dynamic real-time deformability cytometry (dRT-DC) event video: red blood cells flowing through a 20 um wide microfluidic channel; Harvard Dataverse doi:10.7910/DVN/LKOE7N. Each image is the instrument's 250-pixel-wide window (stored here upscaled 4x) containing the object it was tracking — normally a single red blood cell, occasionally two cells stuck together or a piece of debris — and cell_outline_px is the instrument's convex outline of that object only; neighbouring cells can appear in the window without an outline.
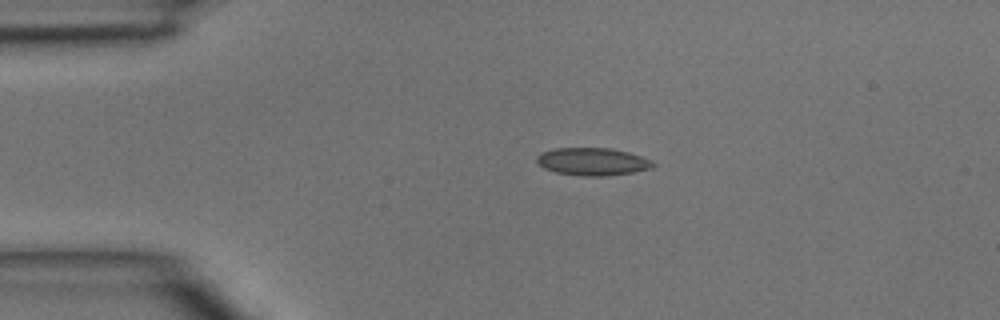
{"species": "common noctule bat (a hibernating species)", "species_latin": "Nyctalus noctula", "temperature_condition": "room temperature", "stored_images_in_passage": 2, "camera_frame_rate_fps": 3000, "um_per_image_px": 0.085, "animal": {"sex": "male", "body_mass_g": 15.6}, "frame": {"image": 1, "passage_image": 2, "time_ms": 0.333, "image_size_px": [1000, 320], "cell_outline_px": [[656, 164], [652, 168], [632, 172], [608, 176], [584, 176], [556, 172], [544, 168], [536, 160], [536, 156], [544, 152], [556, 148], [608, 148], [628, 152], [652, 160]], "centroid_in_image_um": [50.39, 13.74], "position_along_channel_um": 34.6, "area_um2": 18.55}}